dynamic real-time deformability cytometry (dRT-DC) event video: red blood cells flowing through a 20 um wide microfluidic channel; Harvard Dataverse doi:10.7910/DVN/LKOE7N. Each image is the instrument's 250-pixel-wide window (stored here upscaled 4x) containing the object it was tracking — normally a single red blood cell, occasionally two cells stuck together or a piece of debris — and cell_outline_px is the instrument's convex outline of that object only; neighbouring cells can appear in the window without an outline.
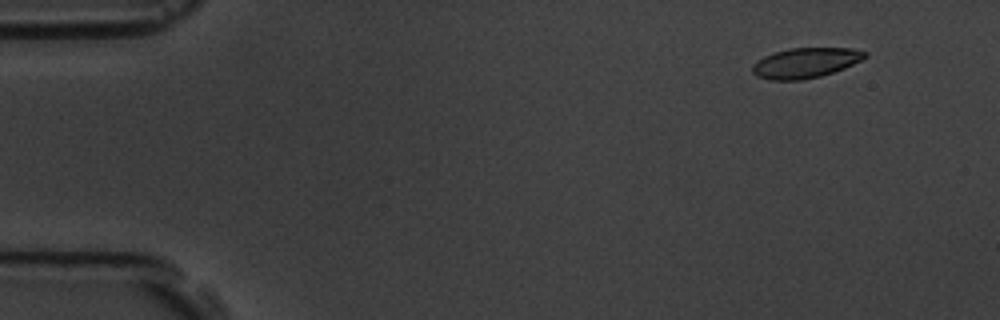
{"species": "common noctule bat (a hibernating species)", "species_latin": "Nyctalus noctula", "temperature_condition": "room temperature", "stored_images_in_passage": 8, "camera_frame_rate_fps": 3000, "um_per_image_px": 0.085, "animal": {"sex": "male", "body_mass_g": 19.5, "forearm_length_mm": 54.6}, "frame": {"image": 1, "passage_image": 2, "time_ms": 1.333, "image_size_px": [1000, 320], "cell_outline_px": [[868, 56], [844, 68], [820, 76], [804, 80], [768, 80], [756, 76], [752, 72], [752, 64], [764, 56], [772, 52], [788, 48], [852, 48], [868, 52]], "centroid_in_image_um": [68.43, 5.34], "position_along_channel_um": 16.6, "area_um2": 19.88}}
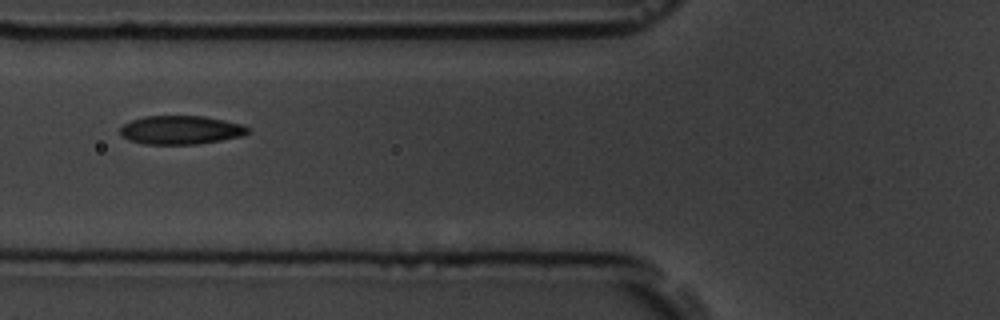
{"frame": {"image": 2, "passage_image": 7, "time_ms": 7.0, "image_size_px": [1000, 320], "cell_outline_px": [[252, 128], [248, 132], [240, 136], [220, 140], [196, 144], [144, 144], [128, 140], [120, 136], [120, 128], [124, 124], [132, 120], [144, 116], [204, 116], [244, 124]], "centroid_in_image_um": [15.36, 11.04], "position_along_channel_um": 110.4, "area_um2": 21.39}}
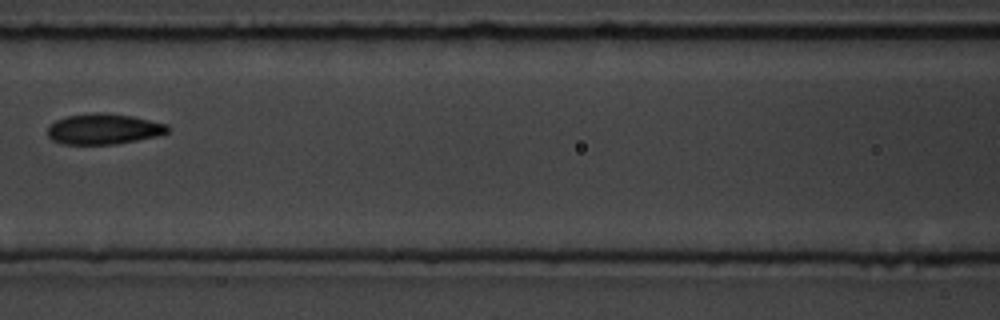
{"frame": {"image": 3, "passage_image": 8, "time_ms": 8.333, "image_size_px": [1000, 320], "cell_outline_px": [[168, 132], [160, 136], [116, 144], [64, 144], [52, 140], [48, 136], [48, 124], [56, 120], [68, 116], [96, 112], [104, 112], [132, 116], [168, 124]], "centroid_in_image_um": [8.82, 10.96], "position_along_channel_um": 157.8, "area_um2": 21.56}}